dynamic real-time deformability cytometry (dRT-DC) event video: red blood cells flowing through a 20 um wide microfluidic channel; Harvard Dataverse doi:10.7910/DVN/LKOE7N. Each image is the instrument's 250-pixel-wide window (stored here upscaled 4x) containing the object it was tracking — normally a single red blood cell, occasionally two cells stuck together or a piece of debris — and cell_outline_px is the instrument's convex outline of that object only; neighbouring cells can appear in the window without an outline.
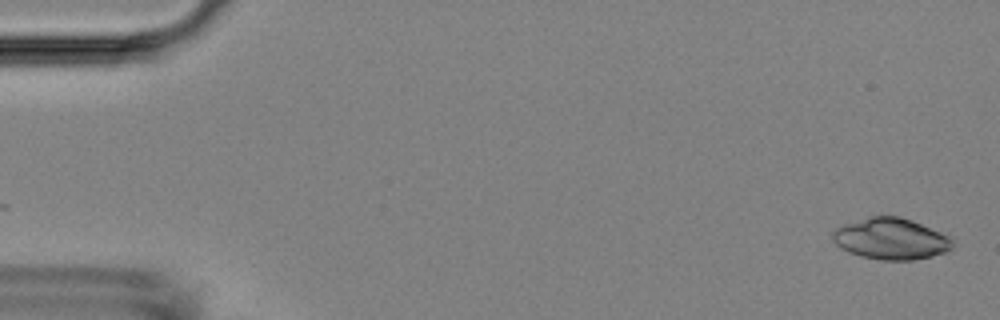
{"species": "Egyptian fruit bat (a non-hibernating species)", "species_latin": "Rousettus aegyptiacus", "temperature_condition": "room temperature", "stored_images_in_passage": 54, "camera_frame_rate_fps": 3000, "um_per_image_px": 0.085, "animal": {"sex": "female"}, "frame": {"image": 1, "passage_image": 2, "time_ms": 0.333, "image_size_px": [1000, 320], "cell_outline_px": [[956, 240], [952, 248], [948, 252], [932, 256], [912, 260], [880, 260], [860, 256], [848, 252], [840, 248], [832, 240], [832, 232], [836, 228], [844, 224], [868, 216], [900, 216], [912, 220], [952, 236]], "centroid_in_image_um": [75.77, 20.3], "position_along_channel_um": 9.2, "area_um2": 29.42}}
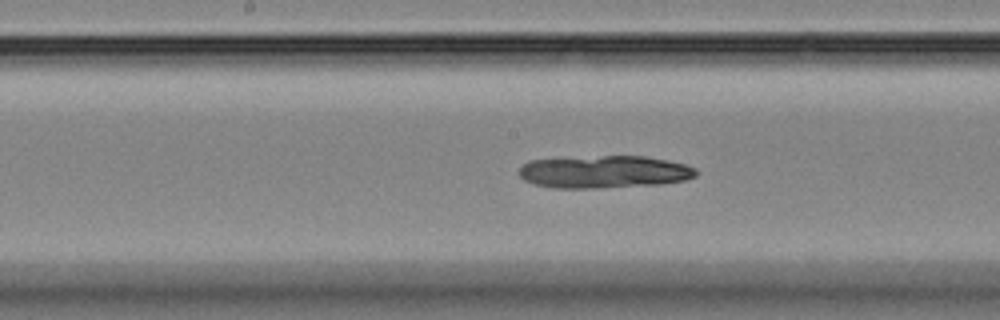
{"frame": {"image": 2, "passage_image": 28, "time_ms": 9.0, "image_size_px": [1000, 320], "cell_outline_px": [[696, 176], [684, 180], [660, 184], [596, 188], [552, 188], [532, 184], [524, 180], [520, 176], [520, 164], [528, 160], [604, 156], [644, 156], [668, 160], [684, 164], [696, 168]], "centroid_in_image_um": [51.32, 14.61], "position_along_channel_um": 196.9, "area_um2": 33.58}}
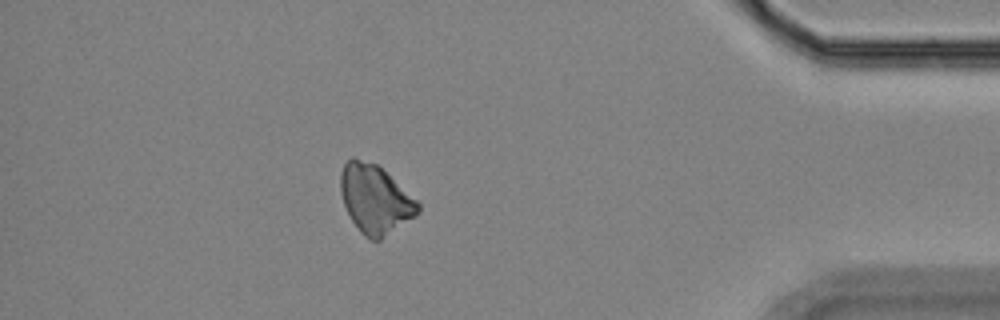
{"frame": {"image": 3, "passage_image": 48, "time_ms": 15.667, "image_size_px": [1000, 320], "cell_outline_px": [[420, 212], [416, 216], [380, 240], [372, 240], [364, 236], [360, 232], [352, 220], [344, 204], [340, 192], [340, 172], [344, 164], [352, 156], [376, 164], [416, 200], [420, 204]], "centroid_in_image_um": [31.87, 16.94], "position_along_channel_um": 403.3, "area_um2": 30.63}}